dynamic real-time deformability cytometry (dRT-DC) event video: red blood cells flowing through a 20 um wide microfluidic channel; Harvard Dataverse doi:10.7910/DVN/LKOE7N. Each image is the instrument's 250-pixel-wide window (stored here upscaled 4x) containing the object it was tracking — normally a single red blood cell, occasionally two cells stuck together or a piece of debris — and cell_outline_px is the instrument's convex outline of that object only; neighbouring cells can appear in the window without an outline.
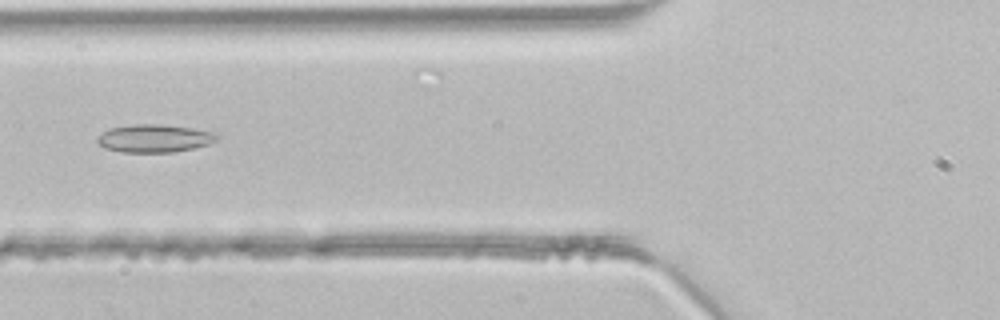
{"species": "common noctule bat (a hibernating species)", "species_latin": "Nyctalus noctula", "temperature_condition": "room temperature", "stored_images_in_passage": 38, "camera_frame_rate_fps": 3000, "um_per_image_px": 0.085, "animal": {"sex": "male", "body_mass_g": 21.5, "forearm_length_mm": 52.0}, "frame": {"image": 1, "passage_image": 10, "time_ms": 3.0, "image_size_px": [1000, 320], "cell_outline_px": [[220, 136], [216, 140], [208, 144], [192, 148], [172, 152], [120, 152], [104, 148], [96, 140], [104, 132], [112, 128], [136, 124], [160, 124], [192, 128], [212, 132]], "centroid_in_image_um": [13.13, 11.76], "position_along_channel_um": 112.7, "area_um2": 19.13}}
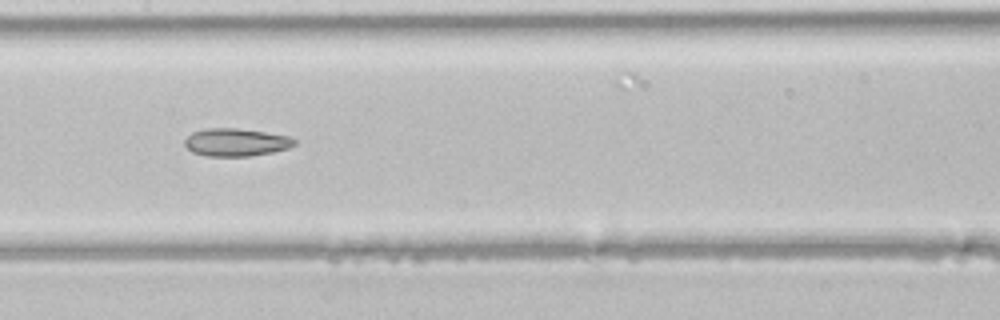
{"frame": {"image": 2, "passage_image": 15, "time_ms": 4.667, "image_size_px": [1000, 320], "cell_outline_px": [[296, 144], [288, 148], [272, 152], [252, 156], [208, 156], [192, 152], [184, 144], [184, 140], [192, 132], [204, 128], [236, 128], [264, 132], [288, 136], [296, 140]], "centroid_in_image_um": [20.04, 12.09], "position_along_channel_um": 187.4, "area_um2": 17.74}}
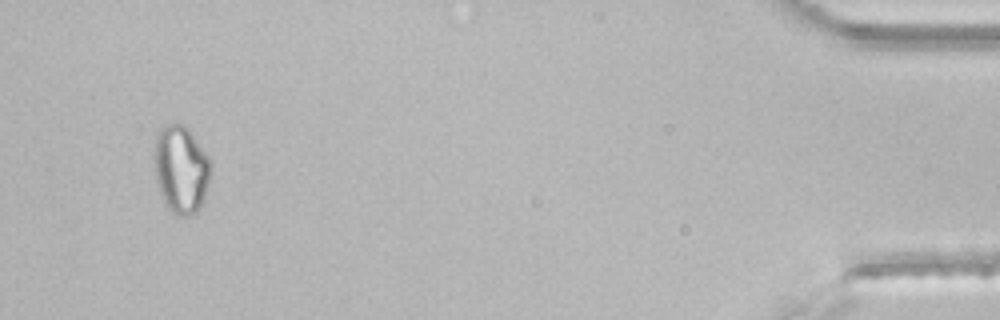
{"frame": {"image": 3, "passage_image": 36, "time_ms": 11.667, "image_size_px": [1000, 320], "cell_outline_px": [[208, 180], [204, 200], [196, 212], [188, 216], [176, 216], [164, 204], [156, 180], [152, 156], [156, 136], [164, 124], [184, 124], [188, 128], [208, 156]], "centroid_in_image_um": [15.32, 14.39], "position_along_channel_um": 419.9, "area_um2": 28.84}}